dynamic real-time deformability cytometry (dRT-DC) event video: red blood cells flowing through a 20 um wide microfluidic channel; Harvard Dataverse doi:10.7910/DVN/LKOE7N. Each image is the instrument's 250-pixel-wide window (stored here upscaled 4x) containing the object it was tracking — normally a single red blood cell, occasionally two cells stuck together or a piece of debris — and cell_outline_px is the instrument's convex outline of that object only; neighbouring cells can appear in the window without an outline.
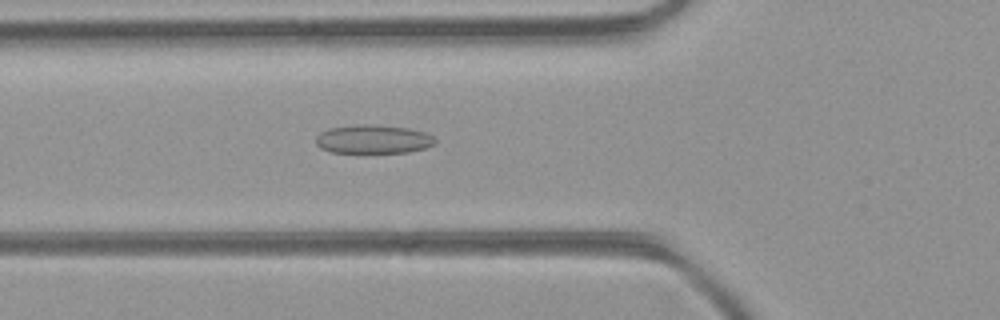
{"species": "common noctule bat (a hibernating species)", "species_latin": "Nyctalus noctula", "temperature_condition": "room temperature", "stored_images_in_passage": 38, "camera_frame_rate_fps": 3000, "um_per_image_px": 0.085, "animal": {"sex": "female", "body_mass_g": 21.9}, "frame": {"image": 1, "passage_image": 8, "time_ms": 2.333, "image_size_px": [1000, 320], "cell_outline_px": [[436, 144], [424, 148], [408, 152], [328, 152], [320, 148], [316, 144], [316, 136], [320, 132], [328, 128], [356, 124], [376, 124], [408, 128], [424, 132], [432, 136], [436, 140]], "centroid_in_image_um": [31.69, 11.82], "position_along_channel_um": 94.1, "area_um2": 20.06}}
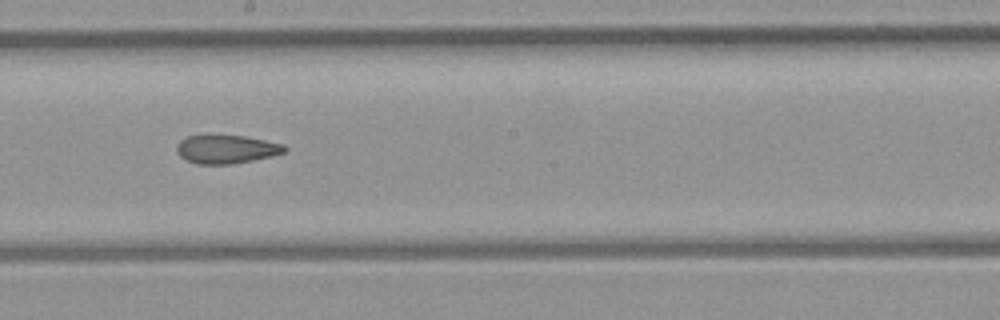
{"frame": {"image": 2, "passage_image": 17, "time_ms": 5.333, "image_size_px": [1000, 320], "cell_outline_px": [[288, 148], [284, 152], [272, 156], [232, 164], [196, 164], [180, 156], [176, 152], [176, 144], [180, 140], [188, 136], [204, 132], [208, 132], [244, 136], [284, 144]], "centroid_in_image_um": [19.18, 12.63], "position_along_channel_um": 229.0, "area_um2": 18.61}}
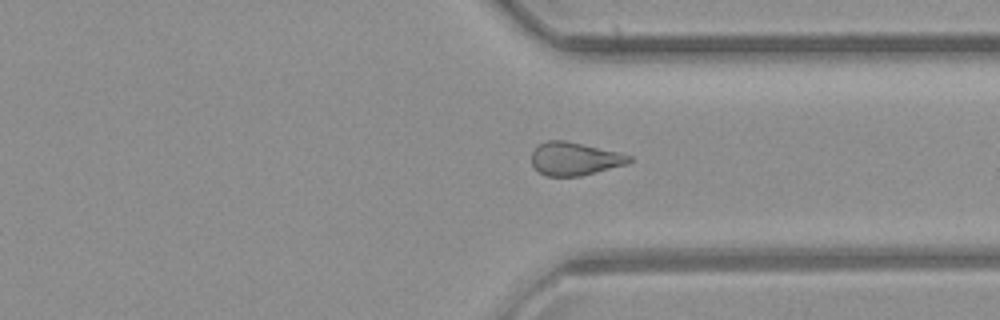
{"frame": {"image": 3, "passage_image": 26, "time_ms": 8.333, "image_size_px": [1000, 320], "cell_outline_px": [[632, 160], [628, 164], [580, 176], [544, 176], [532, 164], [532, 152], [536, 144], [548, 140], [564, 140], [616, 152], [632, 156]], "centroid_in_image_um": [48.81, 13.5], "position_along_channel_um": 362.6, "area_um2": 18.73}, "authors_computed_cell_mechanics": {"area_um2": 19.1896, "velocity_mm_per_s": 4.467, "shape_relaxation_time_tau1_ms": null, "shape_relaxation_time_tau2_ms": 3.5546, "deformation_change_tau1": null, "deformation_change_tau2": 0.1109}}